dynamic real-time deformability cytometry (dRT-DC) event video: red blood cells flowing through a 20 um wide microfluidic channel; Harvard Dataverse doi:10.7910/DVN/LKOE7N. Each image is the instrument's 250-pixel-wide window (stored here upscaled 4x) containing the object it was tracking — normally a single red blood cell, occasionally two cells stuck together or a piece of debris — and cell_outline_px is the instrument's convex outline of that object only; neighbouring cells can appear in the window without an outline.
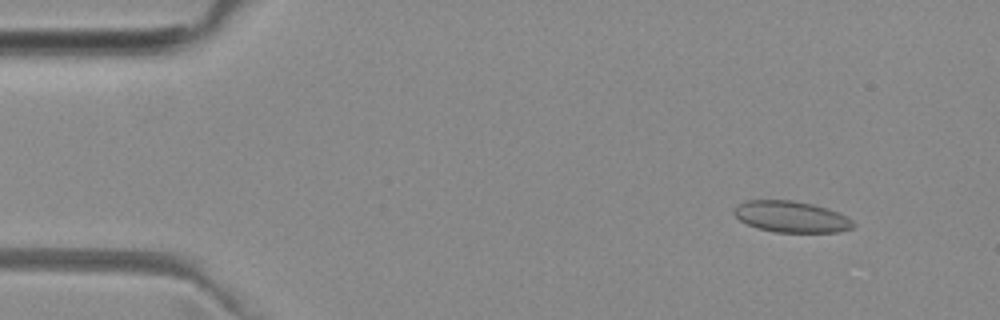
{"species": "common noctule bat (a hibernating species)", "species_latin": "Nyctalus noctula", "temperature_condition": "room temperature", "stored_images_in_passage": 33, "camera_frame_rate_fps": 3000, "um_per_image_px": 0.085, "animal": {"sex": "female", "body_mass_g": 29.2, "forearm_length_mm": 56.3}, "frame": {"image": 1, "passage_image": 4, "time_ms": 1.0, "image_size_px": [1000, 320], "cell_outline_px": [[856, 224], [852, 228], [840, 232], [776, 232], [756, 228], [740, 220], [732, 212], [740, 204], [748, 200], [792, 200], [812, 204], [828, 208], [852, 220]], "centroid_in_image_um": [67.27, 18.43], "position_along_channel_um": 17.7, "area_um2": 21.56}}
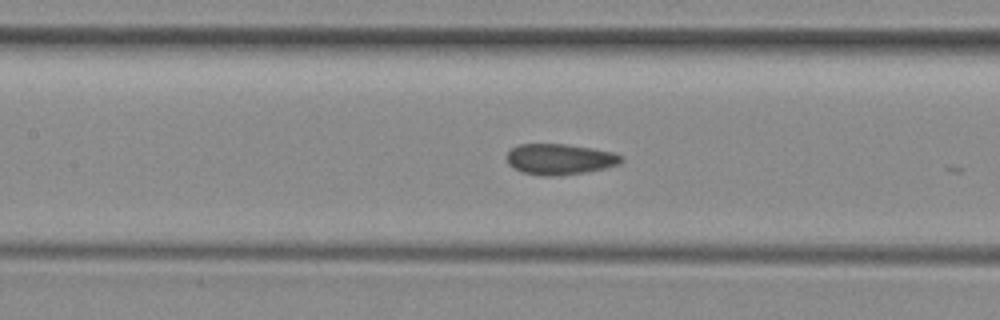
{"frame": {"image": 2, "passage_image": 22, "time_ms": 7.0, "image_size_px": [1000, 320], "cell_outline_px": [[624, 160], [620, 164], [604, 168], [584, 172], [556, 176], [540, 176], [524, 172], [508, 164], [508, 152], [512, 148], [520, 144], [564, 144], [592, 148], [616, 152], [624, 156]], "centroid_in_image_um": [47.64, 13.53], "position_along_channel_um": 159.8, "area_um2": 20.52}}
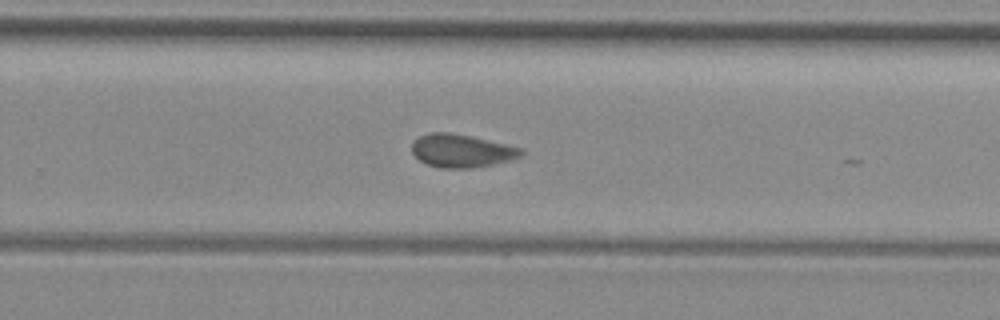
{"frame": {"image": 3, "passage_image": 32, "time_ms": 10.333, "image_size_px": [1000, 320], "cell_outline_px": [[524, 152], [520, 156], [512, 160], [472, 168], [440, 168], [428, 164], [420, 160], [412, 152], [412, 144], [420, 136], [428, 132], [448, 132], [468, 136], [524, 148]], "centroid_in_image_um": [39.24, 12.82], "position_along_channel_um": 290.6, "area_um2": 20.87}}